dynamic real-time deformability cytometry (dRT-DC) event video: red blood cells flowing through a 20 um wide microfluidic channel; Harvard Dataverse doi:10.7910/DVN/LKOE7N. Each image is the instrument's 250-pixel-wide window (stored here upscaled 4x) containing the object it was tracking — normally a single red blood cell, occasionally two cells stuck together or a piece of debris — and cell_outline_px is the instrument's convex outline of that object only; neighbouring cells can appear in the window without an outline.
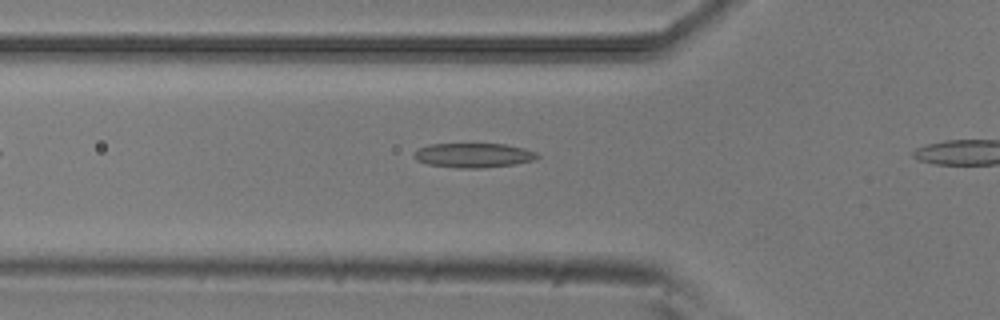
{"species": "common noctule bat (a hibernating species)", "species_latin": "Nyctalus noctula", "temperature_condition": "room temperature", "stored_images_in_passage": 4, "camera_frame_rate_fps": 3000, "um_per_image_px": 0.085, "animal": {"sex": "male", "body_mass_g": 20.5, "forearm_length_mm": 52.5}, "frame": {"image": 1, "passage_image": 3, "time_ms": 0.667, "image_size_px": [1000, 320], "cell_outline_px": [[540, 156], [536, 160], [516, 164], [484, 168], [456, 168], [428, 164], [416, 160], [412, 156], [412, 152], [416, 148], [428, 144], [504, 144], [524, 148], [536, 152]], "centroid_in_image_um": [40.22, 13.2], "position_along_channel_um": 85.6, "area_um2": 17.92}}